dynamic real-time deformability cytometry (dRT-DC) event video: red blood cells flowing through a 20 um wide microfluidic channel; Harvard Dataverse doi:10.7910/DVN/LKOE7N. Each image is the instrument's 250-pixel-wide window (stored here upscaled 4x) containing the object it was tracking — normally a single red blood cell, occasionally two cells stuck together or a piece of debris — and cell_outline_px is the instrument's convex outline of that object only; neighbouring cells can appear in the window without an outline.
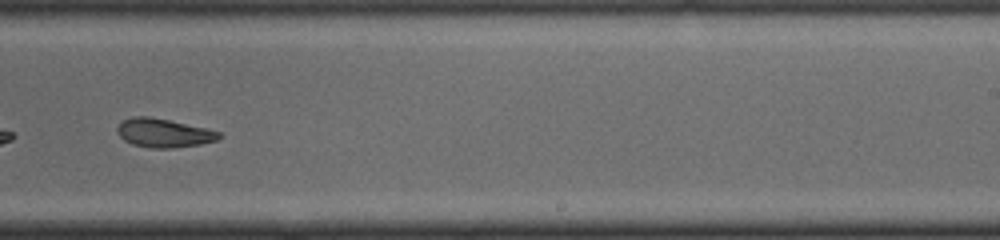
{"species": "common noctule bat (a hibernating species)", "species_latin": "Nyctalus noctula", "temperature_condition": "cold", "stored_images_in_passage": 43, "segment_of_instrument_passage": [2, 2], "camera_frame_rate_fps": 3000, "um_per_image_px": 0.085, "animal": {"sex": "male", "body_mass_g": 19.0, "forearm_length_mm": 50.8}, "frame": {"image": 1, "passage_image": 30, "time_ms": 9.667, "image_size_px": [1000, 240], "cell_outline_px": [[224, 136], [216, 140], [200, 144], [172, 148], [152, 148], [132, 144], [124, 140], [120, 136], [116, 128], [124, 120], [132, 116], [148, 116], [168, 120], [204, 128], [220, 132]], "centroid_in_image_um": [13.91, 11.31], "position_along_channel_um": 275.1, "area_um2": 16.82}}
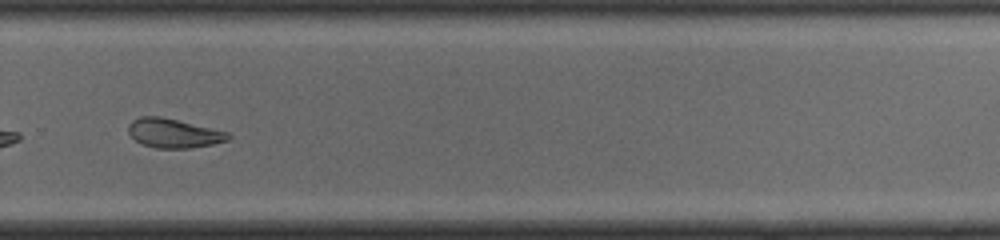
{"frame": {"image": 2, "passage_image": 33, "time_ms": 10.667, "image_size_px": [1000, 240], "cell_outline_px": [[232, 136], [228, 140], [212, 144], [188, 148], [156, 148], [144, 144], [136, 140], [128, 132], [128, 124], [132, 120], [140, 116], [160, 116], [228, 132]], "centroid_in_image_um": [14.74, 11.31], "position_along_channel_um": 315.1, "area_um2": 16.76}}